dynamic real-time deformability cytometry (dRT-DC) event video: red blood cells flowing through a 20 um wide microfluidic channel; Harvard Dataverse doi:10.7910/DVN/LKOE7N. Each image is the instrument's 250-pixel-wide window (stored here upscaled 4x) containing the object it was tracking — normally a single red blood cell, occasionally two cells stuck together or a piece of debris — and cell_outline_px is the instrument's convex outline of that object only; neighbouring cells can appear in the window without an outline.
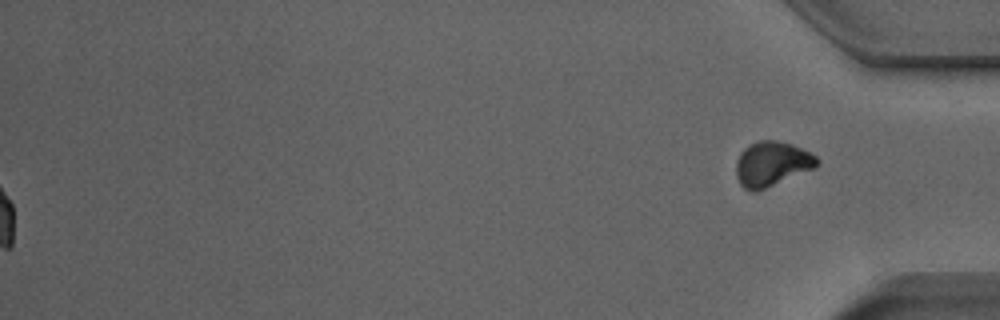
{"species": "Egyptian fruit bat (a non-hibernating species)", "species_latin": "Rousettus aegyptiacus", "temperature_condition": "room temperature", "stored_images_in_passage": 38, "segment_of_instrument_passage": [2, 2], "camera_frame_rate_fps": 3000, "um_per_image_px": 0.085, "animal": {"sex": "male"}, "frame": {"image": 1, "passage_image": 38, "time_ms": 12.333, "image_size_px": [1000, 320], "cell_outline_px": [[820, 164], [816, 168], [756, 192], [752, 192], [744, 188], [740, 184], [736, 176], [736, 160], [740, 152], [744, 148], [760, 140], [776, 140], [792, 144], [816, 156], [820, 160]], "centroid_in_image_um": [65.61, 13.94], "position_along_channel_um": 369.6, "area_um2": 21.27}}